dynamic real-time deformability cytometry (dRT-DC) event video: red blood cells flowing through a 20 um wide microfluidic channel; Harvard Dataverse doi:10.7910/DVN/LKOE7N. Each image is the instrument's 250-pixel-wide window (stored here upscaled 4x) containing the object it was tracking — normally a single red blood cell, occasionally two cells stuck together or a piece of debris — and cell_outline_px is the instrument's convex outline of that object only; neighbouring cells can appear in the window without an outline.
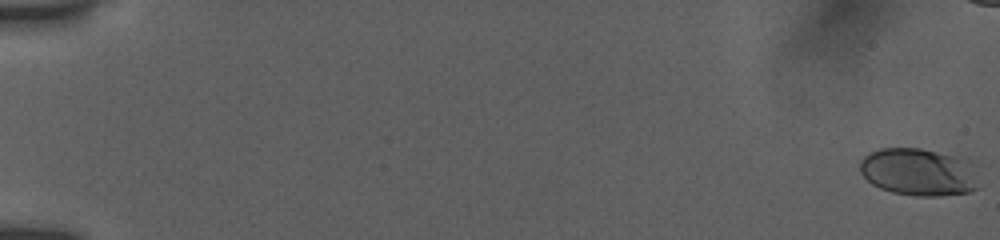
{"species": "human", "species_latin": "Homo sapiens", "temperature_condition": "room temperature", "stored_images_in_passage": 50, "camera_frame_rate_fps": 3000, "um_per_image_px": 0.085, "donor": {"sex": "female"}, "frame": {"image": 1, "passage_image": 1, "time_ms": 0.0, "image_size_px": [1000, 240], "cell_outline_px": [[976, 188], [968, 192], [936, 196], [916, 196], [892, 192], [880, 188], [872, 184], [860, 172], [860, 160], [868, 152], [880, 148], [920, 148], [968, 156], [972, 160]], "centroid_in_image_um": [78.08, 14.58], "position_along_channel_um": 6.9, "area_um2": 33.35}}
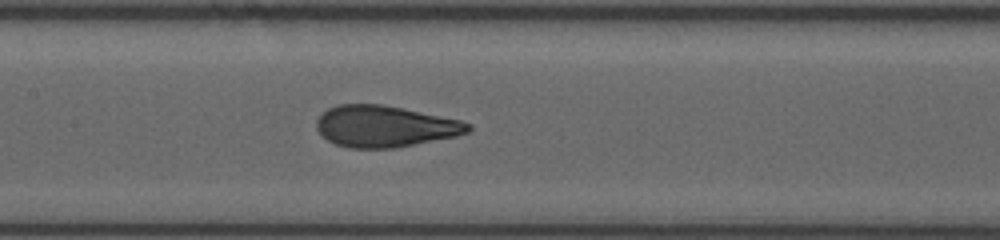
{"frame": {"image": 2, "passage_image": 29, "time_ms": 9.333, "image_size_px": [1000, 240], "cell_outline_px": [[472, 128], [468, 132], [456, 136], [396, 148], [348, 148], [336, 144], [328, 140], [316, 128], [316, 120], [328, 108], [340, 104], [380, 104], [460, 120], [472, 124]], "centroid_in_image_um": [32.71, 10.75], "position_along_channel_um": 174.7, "area_um2": 36.3}}
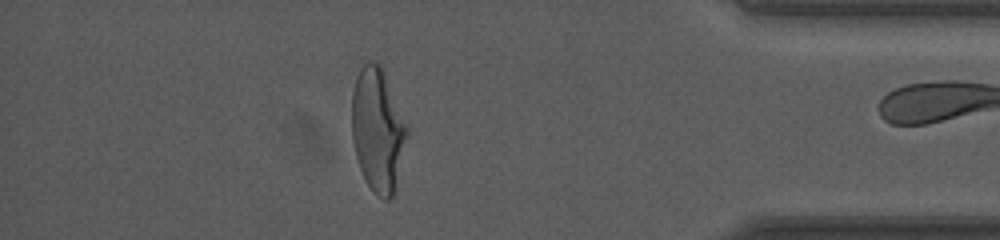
{"frame": {"image": 3, "passage_image": 49, "time_ms": 16.0, "image_size_px": [1000, 240], "cell_outline_px": [[408, 136], [396, 188], [392, 196], [388, 200], [384, 200], [372, 192], [364, 180], [356, 156], [352, 140], [352, 92], [356, 76], [360, 68], [368, 60], [372, 60], [380, 64], [408, 124]], "centroid_in_image_um": [32.12, 11.06], "position_along_channel_um": 403.1, "area_um2": 40.29}}